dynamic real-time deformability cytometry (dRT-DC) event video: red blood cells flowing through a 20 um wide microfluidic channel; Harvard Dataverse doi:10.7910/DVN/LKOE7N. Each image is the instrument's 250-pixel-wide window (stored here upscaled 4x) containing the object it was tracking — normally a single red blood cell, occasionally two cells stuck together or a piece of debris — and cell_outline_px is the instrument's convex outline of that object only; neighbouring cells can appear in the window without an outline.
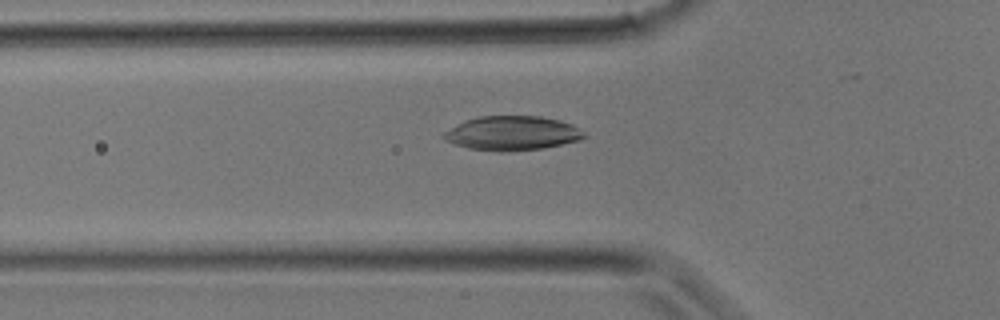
{"species": "common noctule bat (a hibernating species)", "species_latin": "Nyctalus noctula", "temperature_condition": "room temperature", "stored_images_in_passage": 23, "camera_frame_rate_fps": 3000, "um_per_image_px": 0.085, "animal": {"sex": "male", "body_mass_g": 17.9}, "frame": {"image": 1, "passage_image": 5, "time_ms": 1.333, "image_size_px": [1000, 320], "cell_outline_px": [[588, 136], [580, 140], [544, 148], [504, 152], [500, 152], [468, 148], [444, 140], [440, 136], [444, 132], [464, 120], [480, 116], [540, 116], [560, 120], [572, 124], [580, 128]], "centroid_in_image_um": [43.55, 11.32], "position_along_channel_um": 82.2, "area_um2": 28.26}}
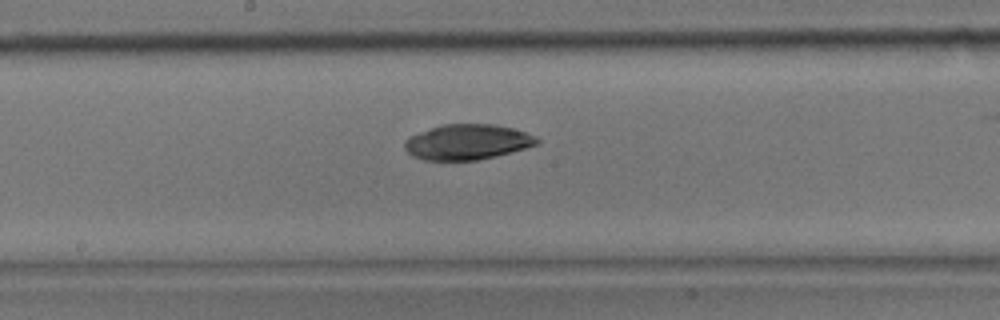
{"frame": {"image": 2, "passage_image": 11, "time_ms": 3.333, "image_size_px": [1000, 320], "cell_outline_px": [[540, 144], [496, 156], [476, 160], [424, 160], [412, 156], [404, 148], [404, 140], [408, 136], [440, 124], [492, 124], [512, 128], [536, 136], [540, 140]], "centroid_in_image_um": [39.7, 12.07], "position_along_channel_um": 208.5, "area_um2": 27.4}}
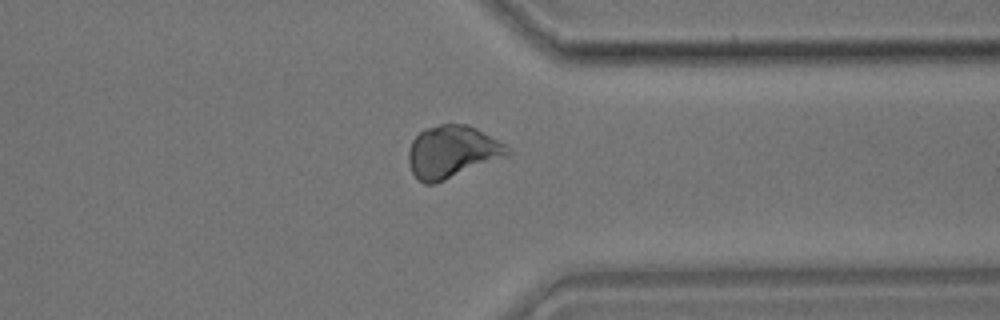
{"frame": {"image": 3, "passage_image": 19, "time_ms": 6.0, "image_size_px": [1000, 320], "cell_outline_px": [[512, 152], [504, 156], [444, 180], [432, 184], [424, 184], [416, 180], [412, 172], [408, 160], [408, 152], [412, 140], [424, 128], [440, 124], [468, 124], [476, 128], [504, 144]], "centroid_in_image_um": [38.36, 12.89], "position_along_channel_um": 373.0, "area_um2": 29.71}}